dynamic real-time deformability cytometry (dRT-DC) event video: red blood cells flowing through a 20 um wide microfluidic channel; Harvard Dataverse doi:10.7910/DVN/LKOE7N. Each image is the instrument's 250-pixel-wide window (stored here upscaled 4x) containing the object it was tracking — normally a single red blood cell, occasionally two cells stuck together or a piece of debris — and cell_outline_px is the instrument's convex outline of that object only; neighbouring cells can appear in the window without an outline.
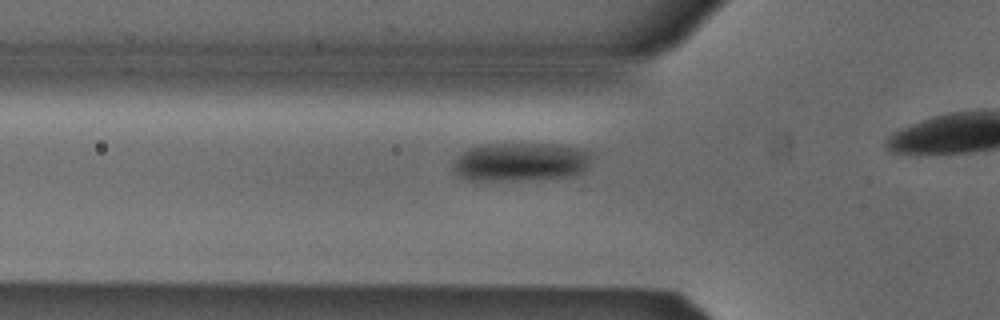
{"species": "Egyptian fruit bat (a non-hibernating species)", "species_latin": "Rousettus aegyptiacus", "temperature_condition": "cold", "stored_images_in_passage": 24, "camera_frame_rate_fps": 3000, "um_per_image_px": 0.085, "animal": {"sex": "male"}, "frame": {"image": 1, "passage_image": 9, "time_ms": 2.667, "image_size_px": [1000, 320], "cell_outline_px": [[596, 152], [588, 168], [584, 172], [572, 176], [516, 180], [468, 180], [460, 176], [452, 168], [452, 160], [468, 148], [484, 144], [552, 144], [584, 148]], "centroid_in_image_um": [44.32, 13.75], "position_along_channel_um": 81.5, "area_um2": 31.73}}
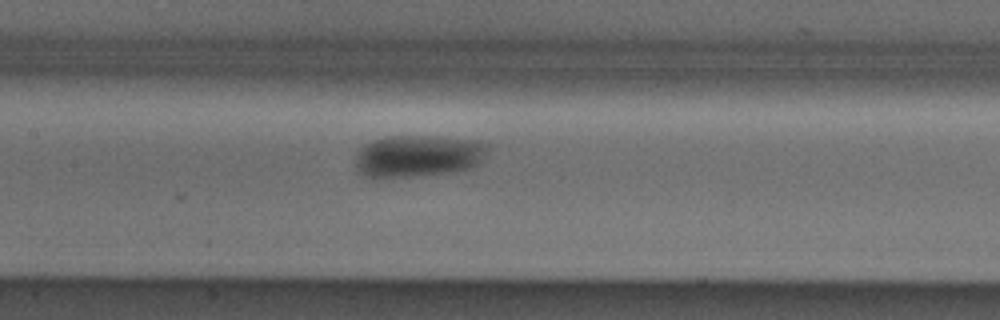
{"frame": {"image": 2, "passage_image": 16, "time_ms": 5.0, "image_size_px": [1000, 320], "cell_outline_px": [[488, 148], [480, 160], [472, 168], [452, 172], [424, 176], [380, 180], [376, 180], [356, 172], [356, 156], [360, 148], [364, 144], [372, 140], [388, 136], [428, 136], [476, 140], [488, 144]], "centroid_in_image_um": [35.45, 13.3], "position_along_channel_um": 171.9, "area_um2": 33.12}}
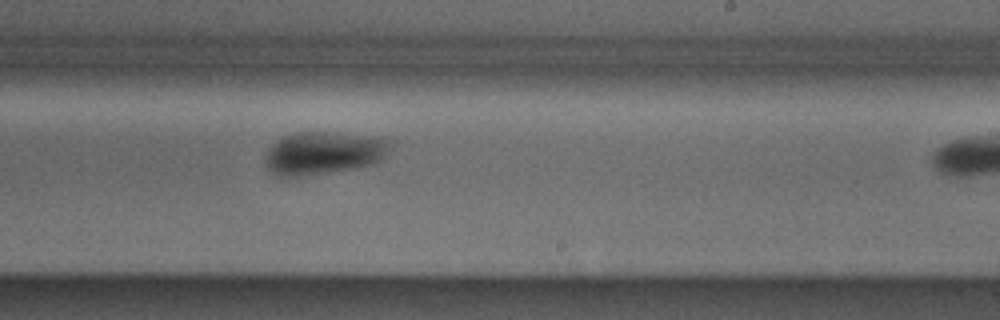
{"frame": {"image": 3, "passage_image": 23, "time_ms": 7.333, "image_size_px": [1000, 320], "cell_outline_px": [[388, 144], [384, 152], [376, 160], [368, 164], [352, 168], [300, 176], [276, 176], [264, 164], [264, 156], [268, 148], [276, 140], [284, 136], [296, 132], [324, 132], [364, 136], [388, 140]], "centroid_in_image_um": [27.3, 13.0], "position_along_channel_um": 261.7, "area_um2": 30.06}}